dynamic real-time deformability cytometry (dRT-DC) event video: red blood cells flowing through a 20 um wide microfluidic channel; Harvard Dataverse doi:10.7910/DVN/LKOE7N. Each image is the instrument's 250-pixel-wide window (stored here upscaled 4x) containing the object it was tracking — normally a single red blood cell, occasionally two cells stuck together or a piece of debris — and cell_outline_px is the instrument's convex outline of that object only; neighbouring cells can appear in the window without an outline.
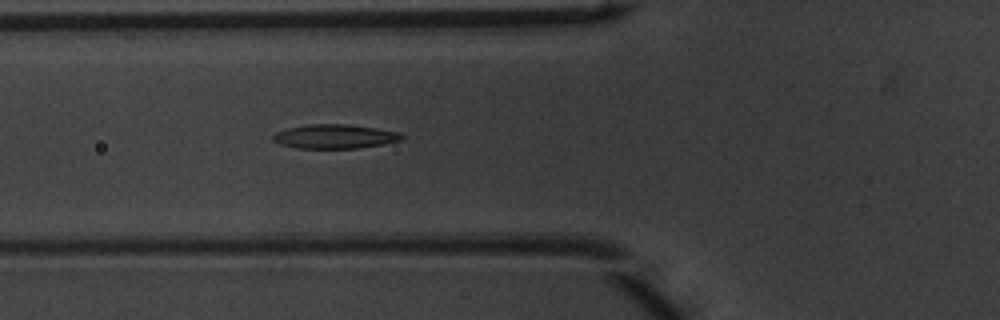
{"species": "common noctule bat (a hibernating species)", "species_latin": "Nyctalus noctula", "temperature_condition": "warm", "stored_images_in_passage": 37, "camera_frame_rate_fps": 3000, "um_per_image_px": 0.085, "animal": {"sex": "male", "body_mass_g": 20.1, "forearm_length_mm": 53.5}, "frame": {"image": 1, "passage_image": 12, "time_ms": 3.667, "image_size_px": [1000, 320], "cell_outline_px": [[404, 136], [400, 140], [384, 144], [356, 148], [296, 148], [280, 144], [272, 140], [272, 136], [276, 132], [288, 128], [312, 124], [348, 124], [376, 128], [400, 132]], "centroid_in_image_um": [28.45, 11.6], "position_along_channel_um": 97.3, "area_um2": 18.03}}
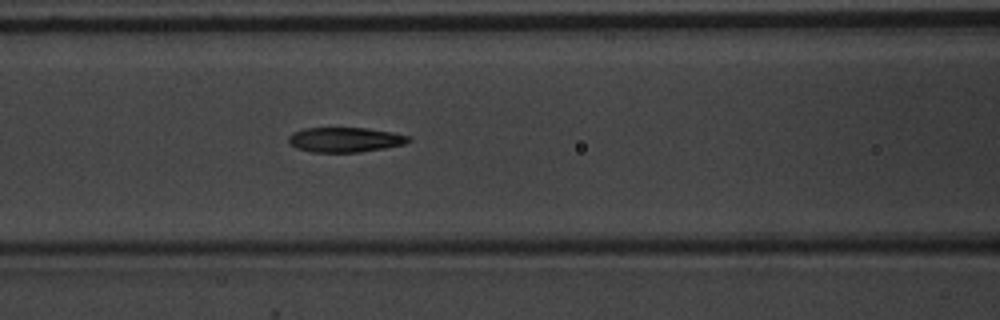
{"frame": {"image": 2, "passage_image": 15, "time_ms": 4.667, "image_size_px": [1000, 320], "cell_outline_px": [[412, 140], [404, 144], [384, 148], [360, 152], [312, 152], [296, 148], [288, 144], [288, 136], [292, 132], [304, 128], [368, 128], [392, 132], [412, 136]], "centroid_in_image_um": [29.32, 11.87], "position_along_channel_um": 137.3, "area_um2": 17.57}}
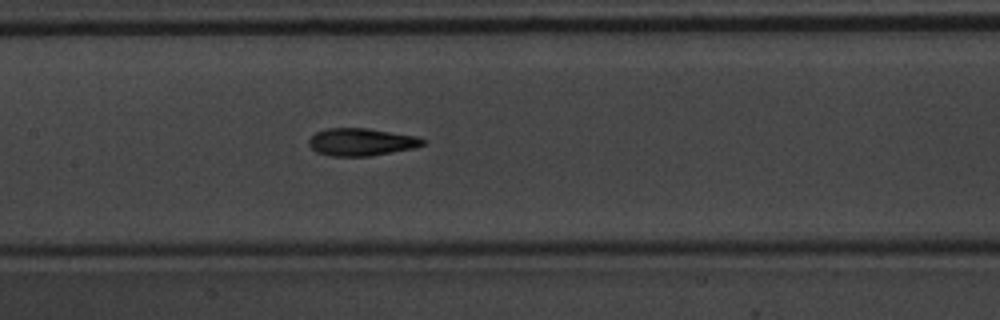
{"frame": {"image": 3, "passage_image": 18, "time_ms": 5.667, "image_size_px": [1000, 320], "cell_outline_px": [[428, 140], [424, 144], [416, 148], [368, 156], [332, 156], [316, 152], [308, 144], [308, 140], [316, 132], [328, 128], [368, 128], [416, 136]], "centroid_in_image_um": [30.73, 12.07], "position_along_channel_um": 176.7, "area_um2": 18.32}, "authors_computed_cell_mechanics": {"area_um2": 17.9758, "velocity_mm_per_s": 3.9304, "shape_relaxation_time_tau1_ms": 4.1092, "shape_relaxation_time_tau2_ms": 2.0713, "deformation_change_tau1": 0.1701, "deformation_change_tau2": 0.1035}}